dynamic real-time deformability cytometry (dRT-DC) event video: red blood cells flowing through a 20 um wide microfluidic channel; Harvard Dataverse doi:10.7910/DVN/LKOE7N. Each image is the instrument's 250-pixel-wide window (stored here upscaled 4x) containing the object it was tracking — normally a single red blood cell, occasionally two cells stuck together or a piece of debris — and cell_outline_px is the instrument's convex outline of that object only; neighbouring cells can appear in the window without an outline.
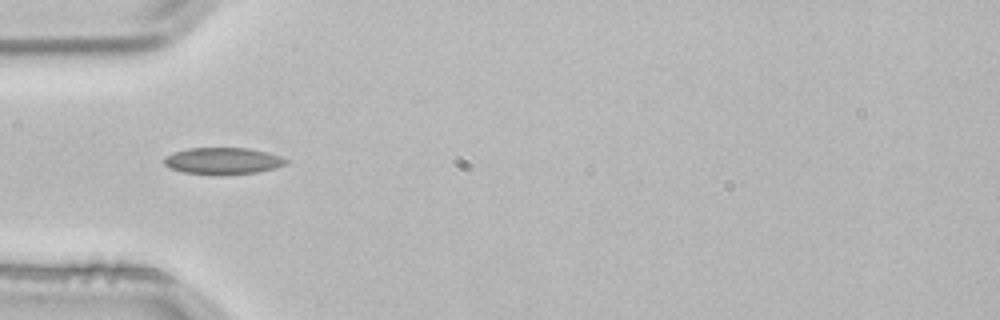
{"species": "common noctule bat (a hibernating species)", "species_latin": "Nyctalus noctula", "temperature_condition": "room temperature", "stored_images_in_passage": 2, "camera_frame_rate_fps": 3000, "um_per_image_px": 0.085, "animal": {"sex": "male", "body_mass_g": 21.5, "forearm_length_mm": 52.0}, "frame": {"image": 1, "passage_image": 1, "time_ms": 0.0, "image_size_px": [1000, 320], "cell_outline_px": [[288, 164], [276, 168], [256, 172], [184, 172], [168, 168], [164, 164], [164, 156], [188, 148], [248, 148], [280, 156], [288, 160]], "centroid_in_image_um": [18.95, 13.63], "position_along_channel_um": 66.1, "area_um2": 18.09}}